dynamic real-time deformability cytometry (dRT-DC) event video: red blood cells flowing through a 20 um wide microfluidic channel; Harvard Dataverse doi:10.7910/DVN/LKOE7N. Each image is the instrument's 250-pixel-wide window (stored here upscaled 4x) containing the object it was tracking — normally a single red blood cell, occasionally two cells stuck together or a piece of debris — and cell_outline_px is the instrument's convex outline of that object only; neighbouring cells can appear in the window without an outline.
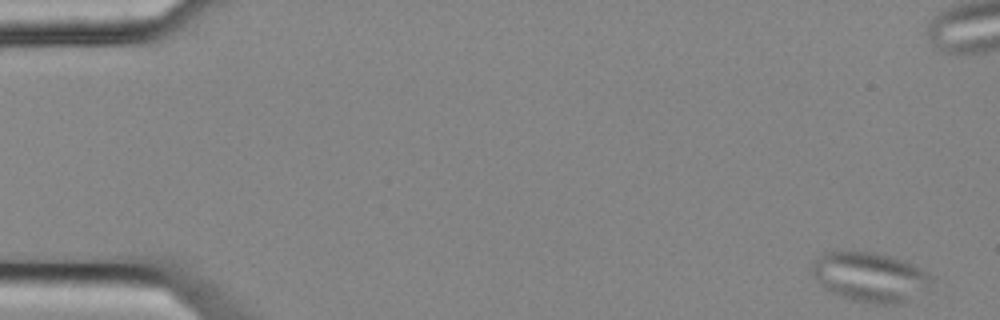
{"species": "common noctule bat (a hibernating species)", "species_latin": "Nyctalus noctula", "temperature_condition": "cold", "stored_images_in_passage": 6, "camera_frame_rate_fps": 3000, "um_per_image_px": 0.085, "animal": {"sex": "female", "body_mass_g": 25.1}, "frame": {"image": 1, "passage_image": 1, "time_ms": 0.0, "image_size_px": [1000, 320], "cell_outline_px": [[936, 276], [932, 292], [904, 304], [876, 304], [852, 300], [840, 296], [824, 288], [812, 276], [808, 268], [812, 260], [824, 252], [872, 252], [904, 260]], "centroid_in_image_um": [74.06, 23.58], "position_along_channel_um": 10.9, "area_um2": 35.89}}